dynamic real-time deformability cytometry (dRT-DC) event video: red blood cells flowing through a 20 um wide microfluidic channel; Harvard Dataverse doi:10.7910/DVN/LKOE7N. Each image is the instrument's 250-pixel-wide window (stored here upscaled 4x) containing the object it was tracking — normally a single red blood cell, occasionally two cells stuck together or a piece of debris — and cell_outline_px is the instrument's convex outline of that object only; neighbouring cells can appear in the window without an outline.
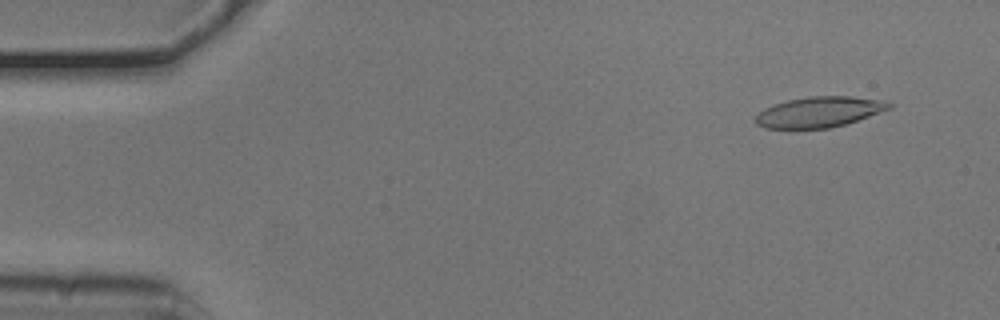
{"species": "common noctule bat (a hibernating species)", "species_latin": "Nyctalus noctula", "temperature_condition": "cold", "stored_images_in_passage": 52, "camera_frame_rate_fps": 3000, "um_per_image_px": 0.085, "animal": {"sex": "male", "body_mass_g": 20.5, "forearm_length_mm": 52.5}, "frame": {"image": 1, "passage_image": 3, "time_ms": 0.667, "image_size_px": [1000, 320], "cell_outline_px": [[892, 108], [844, 124], [828, 128], [764, 128], [756, 124], [752, 120], [764, 108], [788, 100], [808, 96], [852, 96], [880, 100], [892, 104]], "centroid_in_image_um": [69.59, 9.51], "position_along_channel_um": 15.4, "area_um2": 23.52}}
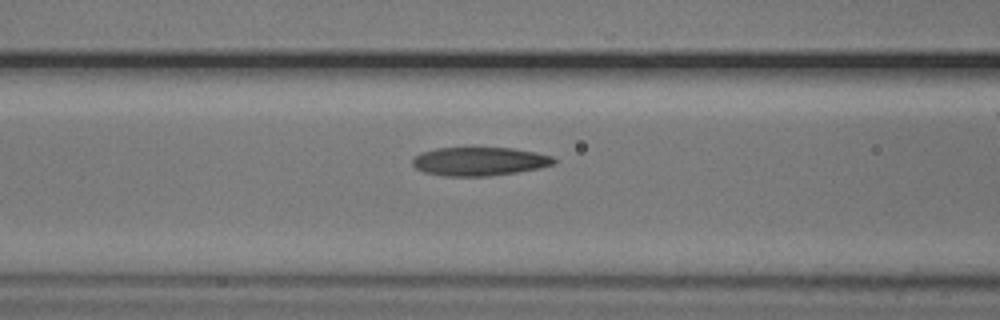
{"frame": {"image": 2, "passage_image": 20, "time_ms": 6.333, "image_size_px": [1000, 320], "cell_outline_px": [[556, 164], [540, 168], [516, 172], [488, 176], [444, 176], [424, 172], [416, 168], [412, 164], [412, 156], [420, 152], [436, 148], [512, 148], [536, 152], [552, 156], [556, 160]], "centroid_in_image_um": [40.73, 13.71], "position_along_channel_um": 125.9, "area_um2": 23.7}}
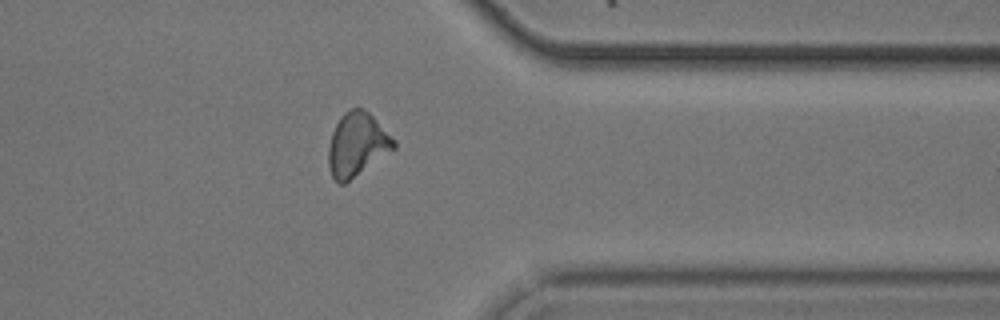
{"frame": {"image": 3, "passage_image": 41, "time_ms": 13.333, "image_size_px": [1000, 320], "cell_outline_px": [[396, 148], [344, 184], [340, 184], [332, 176], [328, 164], [328, 148], [332, 132], [340, 116], [344, 112], [352, 108], [364, 108], [396, 140]], "centroid_in_image_um": [30.35, 12.28], "position_along_channel_um": 381.1, "area_um2": 24.1}, "authors_computed_cell_mechanics": {"area_um2": 23.9581, "velocity_mm_per_s": 3.7653, "shape_relaxation_time_tau1_ms": 7.8845, "shape_relaxation_time_tau2_ms": 3.9739, "deformation_change_tau1": 0.2033, "deformation_change_tau2": 0.1203}}